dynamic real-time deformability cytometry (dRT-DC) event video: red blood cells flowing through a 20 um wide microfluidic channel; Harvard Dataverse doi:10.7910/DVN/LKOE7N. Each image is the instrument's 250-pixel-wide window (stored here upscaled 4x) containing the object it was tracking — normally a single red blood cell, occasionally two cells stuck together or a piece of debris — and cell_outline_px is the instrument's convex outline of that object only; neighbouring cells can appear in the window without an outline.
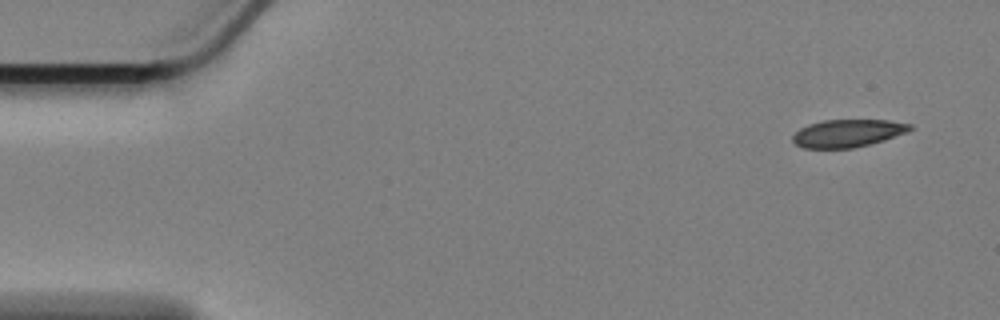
{"species": "Egyptian fruit bat (a non-hibernating species)", "species_latin": "Rousettus aegyptiacus", "temperature_condition": "cold", "stored_images_in_passage": 55, "camera_frame_rate_fps": 3000, "um_per_image_px": 0.085, "animal": {"sex": "female"}, "frame": {"image": 1, "passage_image": 1, "time_ms": 0.0, "image_size_px": [1000, 320], "cell_outline_px": [[912, 128], [904, 132], [884, 140], [852, 148], [804, 148], [796, 144], [792, 140], [792, 136], [800, 128], [808, 124], [824, 120], [888, 120], [912, 124]], "centroid_in_image_um": [72.01, 11.32], "position_along_channel_um": 13.0, "area_um2": 18.67}}
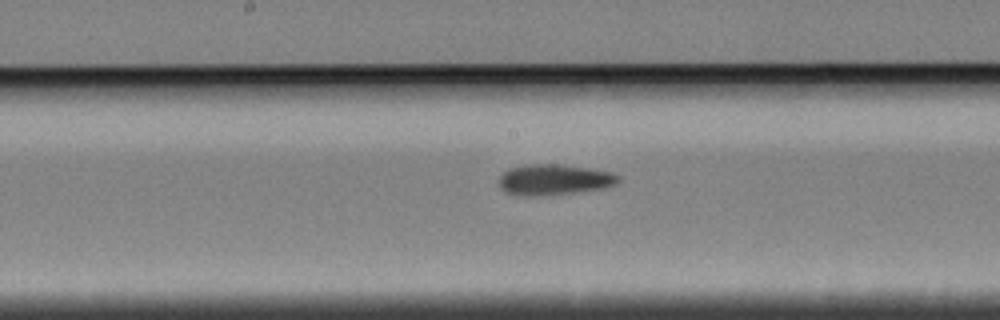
{"frame": {"image": 2, "passage_image": 27, "time_ms": 8.667, "image_size_px": [1000, 320], "cell_outline_px": [[620, 180], [616, 184], [604, 188], [540, 196], [516, 196], [504, 192], [500, 188], [500, 176], [508, 168], [528, 164], [556, 164], [592, 168], [612, 172], [620, 176]], "centroid_in_image_um": [47.08, 15.27], "position_along_channel_um": 201.1, "area_um2": 21.56}}
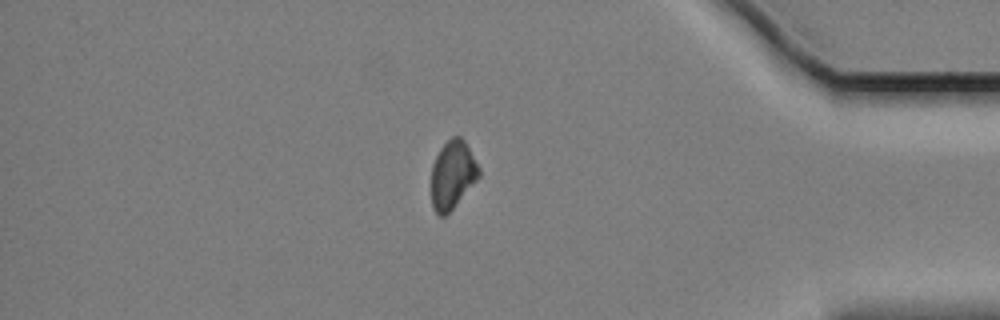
{"frame": {"image": 3, "passage_image": 47, "time_ms": 15.333, "image_size_px": [1000, 320], "cell_outline_px": [[480, 176], [452, 208], [444, 216], [440, 216], [432, 208], [432, 164], [440, 148], [452, 136], [460, 136], [464, 140], [480, 168]], "centroid_in_image_um": [38.46, 14.83], "position_along_channel_um": 396.7, "area_um2": 18.61}, "authors_computed_cell_mechanics": {"area_um2": 20.4612, "velocity_mm_per_s": 3.4106, "shape_relaxation_time_tau1_ms": null, "shape_relaxation_time_tau2_ms": 9.9634, "deformation_change_tau1": null, "deformation_change_tau2": 0.1349}}